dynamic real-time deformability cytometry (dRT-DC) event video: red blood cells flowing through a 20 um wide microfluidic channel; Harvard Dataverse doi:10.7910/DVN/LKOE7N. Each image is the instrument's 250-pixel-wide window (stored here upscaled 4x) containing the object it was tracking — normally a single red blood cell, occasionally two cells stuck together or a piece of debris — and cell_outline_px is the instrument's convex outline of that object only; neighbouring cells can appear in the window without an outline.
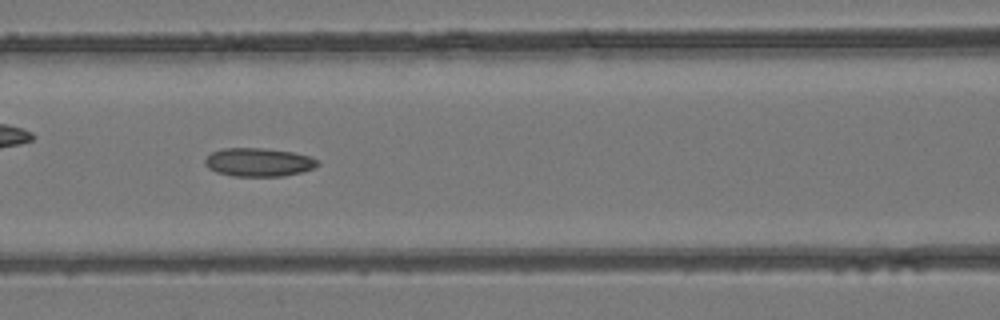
{"species": "common noctule bat (a hibernating species)", "species_latin": "Nyctalus noctula", "temperature_condition": "room temperature", "stored_images_in_passage": 49, "camera_frame_rate_fps": 3000, "um_per_image_px": 0.085, "animal": {"sex": "female", "body_mass_g": 24.6, "forearm_length_mm": 56.2}, "frame": {"image": 1, "passage_image": 22, "time_ms": 7.0, "image_size_px": [1000, 320], "cell_outline_px": [[320, 164], [316, 168], [284, 176], [232, 176], [216, 172], [208, 168], [204, 164], [204, 160], [212, 152], [224, 148], [264, 148], [292, 152], [308, 156], [320, 160]], "centroid_in_image_um": [22.0, 13.79], "position_along_channel_um": 144.6, "area_um2": 18.79}}
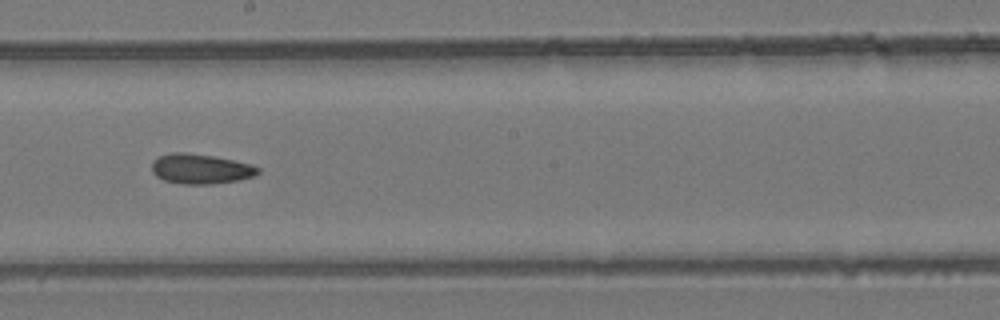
{"frame": {"image": 2, "passage_image": 28, "time_ms": 9.0, "image_size_px": [1000, 320], "cell_outline_px": [[260, 172], [256, 176], [240, 180], [212, 184], [180, 184], [164, 180], [156, 176], [152, 172], [152, 160], [160, 156], [172, 152], [184, 152], [212, 156], [232, 160], [248, 164], [260, 168]], "centroid_in_image_um": [17.04, 14.37], "position_along_channel_um": 231.2, "area_um2": 18.55}}